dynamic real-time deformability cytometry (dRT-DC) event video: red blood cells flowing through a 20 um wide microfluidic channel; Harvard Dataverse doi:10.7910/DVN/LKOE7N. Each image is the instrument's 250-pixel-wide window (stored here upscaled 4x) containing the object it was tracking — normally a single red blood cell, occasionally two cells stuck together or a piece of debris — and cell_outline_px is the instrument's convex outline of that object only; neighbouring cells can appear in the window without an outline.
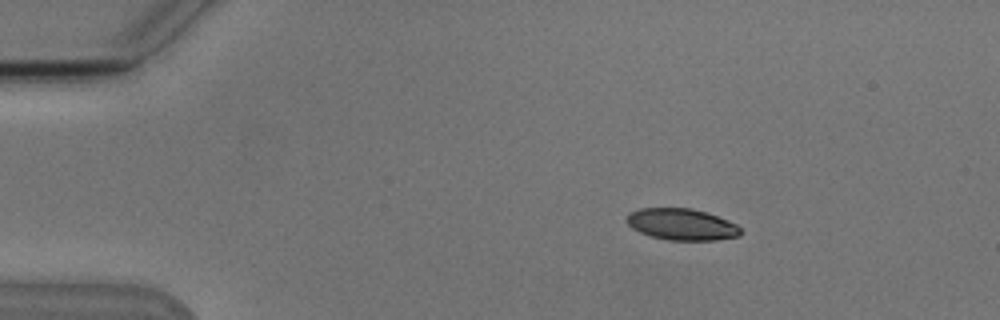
{"species": "Egyptian fruit bat (a non-hibernating species)", "species_latin": "Rousettus aegyptiacus", "temperature_condition": "cold", "stored_images_in_passage": 6, "camera_frame_rate_fps": 3000, "um_per_image_px": 0.085, "animal": {"sex": "male"}, "frame": {"image": 1, "passage_image": 2, "time_ms": 1.333, "image_size_px": [1000, 320], "cell_outline_px": [[740, 236], [716, 240], [668, 240], [652, 236], [640, 232], [632, 228], [628, 224], [628, 212], [640, 208], [692, 208], [728, 220], [736, 224], [740, 228]], "centroid_in_image_um": [57.94, 19.07], "position_along_channel_um": 27.1, "area_um2": 20.75}}
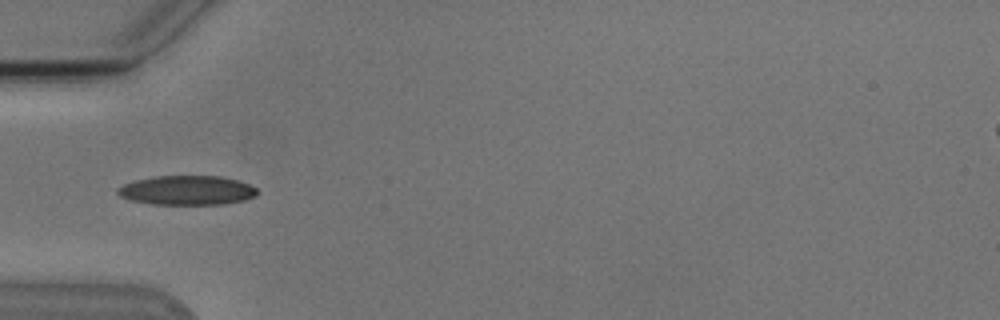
{"frame": {"image": 2, "passage_image": 4, "time_ms": 4.333, "image_size_px": [1000, 320], "cell_outline_px": [[260, 192], [256, 196], [244, 200], [224, 204], [152, 204], [128, 200], [120, 196], [116, 192], [116, 188], [124, 184], [136, 180], [152, 176], [220, 176], [236, 180], [248, 184], [256, 188]], "centroid_in_image_um": [15.88, 16.18], "position_along_channel_um": 69.1, "area_um2": 23.99}}
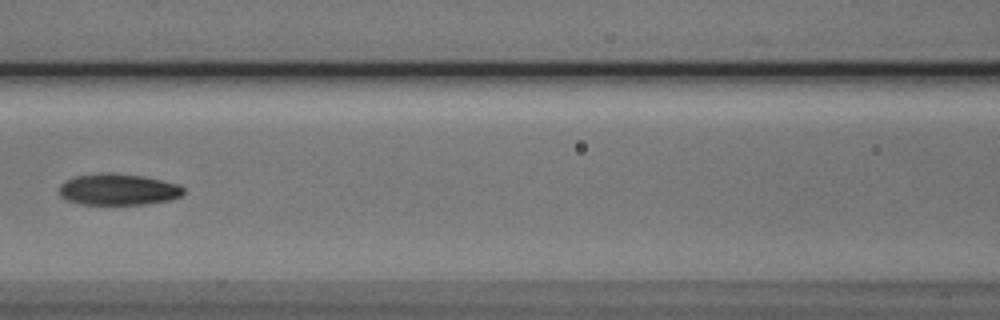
{"frame": {"image": 3, "passage_image": 6, "time_ms": 6.667, "image_size_px": [1000, 320], "cell_outline_px": [[184, 192], [180, 196], [172, 200], [144, 204], [80, 204], [68, 200], [60, 196], [60, 184], [64, 180], [76, 176], [100, 172], [112, 172], [144, 176], [180, 184], [184, 188]], "centroid_in_image_um": [10.06, 16.09], "position_along_channel_um": 156.5, "area_um2": 23.0}}